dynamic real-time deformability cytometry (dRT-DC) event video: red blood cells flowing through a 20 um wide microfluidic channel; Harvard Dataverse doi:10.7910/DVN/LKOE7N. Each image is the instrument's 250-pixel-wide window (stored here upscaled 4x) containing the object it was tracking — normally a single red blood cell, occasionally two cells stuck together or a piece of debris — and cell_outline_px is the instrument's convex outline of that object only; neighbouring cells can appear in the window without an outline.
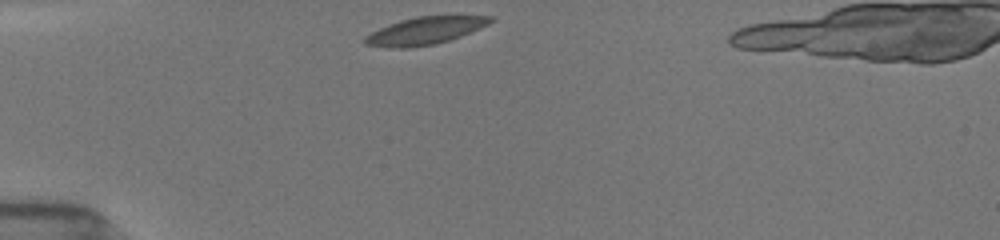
{"species": "common noctule bat (a hibernating species)", "species_latin": "Nyctalus noctula", "temperature_condition": "room temperature", "stored_images_in_passage": 6, "camera_frame_rate_fps": 3000, "um_per_image_px": 0.085, "animal": {"sex": "female", "body_mass_g": 19.5, "forearm_length_mm": 54.1}, "frame": {"image": 1, "passage_image": 1, "time_ms": 0.0, "image_size_px": [1000, 240], "cell_outline_px": [[496, 20], [480, 28], [460, 36], [436, 44], [408, 48], [392, 48], [364, 44], [360, 40], [364, 36], [388, 24], [400, 20], [416, 16], [492, 16]], "centroid_in_image_um": [36.08, 2.62], "position_along_channel_um": 48.9, "area_um2": 20.11}}
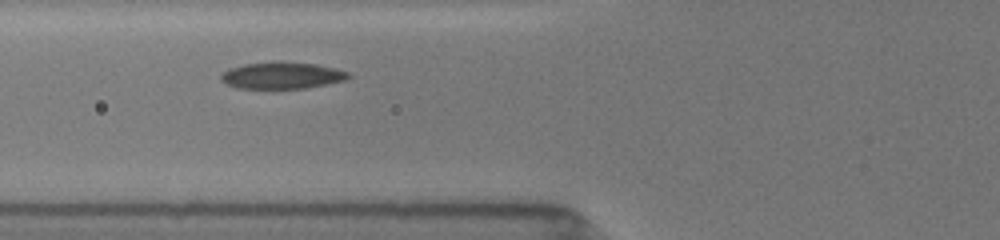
{"frame": {"image": 2, "passage_image": 5, "time_ms": 1.333, "image_size_px": [1000, 240], "cell_outline_px": [[352, 76], [344, 80], [304, 88], [236, 88], [220, 80], [220, 76], [228, 68], [244, 64], [280, 60], [316, 64], [348, 72]], "centroid_in_image_um": [23.92, 6.39], "position_along_channel_um": 101.9, "area_um2": 19.83}}
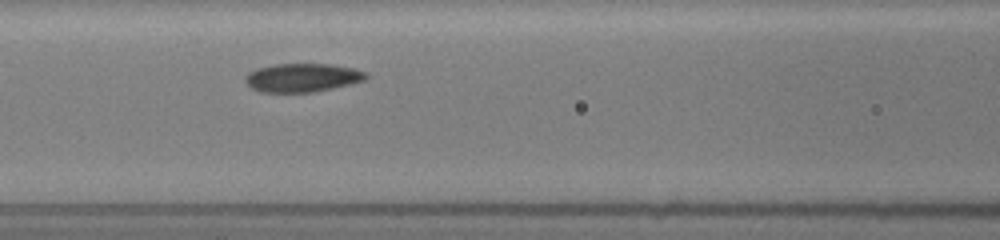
{"frame": {"image": 3, "passage_image": 6, "time_ms": 1.667, "image_size_px": [1000, 240], "cell_outline_px": [[368, 76], [364, 80], [352, 84], [312, 92], [260, 92], [252, 88], [244, 80], [244, 76], [248, 72], [256, 68], [276, 64], [332, 64], [352, 68], [368, 72]], "centroid_in_image_um": [25.69, 6.59], "position_along_channel_um": 140.9, "area_um2": 20.17}}